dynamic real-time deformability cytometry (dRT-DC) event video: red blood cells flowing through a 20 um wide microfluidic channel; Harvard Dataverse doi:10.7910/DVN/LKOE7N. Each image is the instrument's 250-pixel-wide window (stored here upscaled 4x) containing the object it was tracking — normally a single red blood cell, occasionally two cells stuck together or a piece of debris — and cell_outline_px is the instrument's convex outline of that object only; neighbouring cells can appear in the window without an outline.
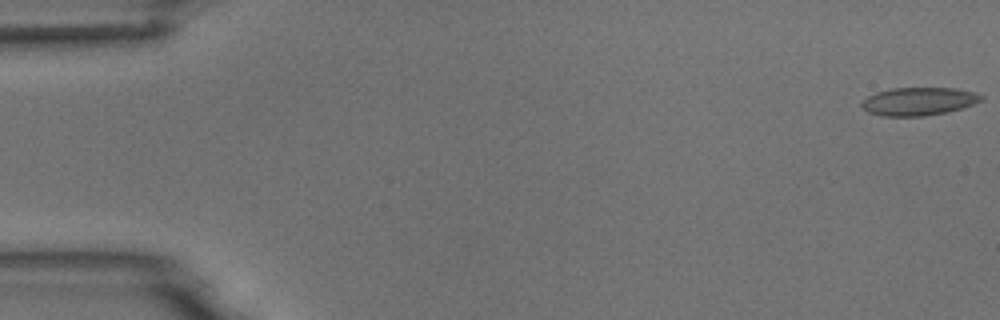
{"species": "common noctule bat (a hibernating species)", "species_latin": "Nyctalus noctula", "temperature_condition": "room temperature", "stored_images_in_passage": 6, "camera_frame_rate_fps": 3000, "um_per_image_px": 0.085, "animal": {"sex": "male", "body_mass_g": 18.8}, "frame": {"image": 1, "passage_image": 1, "time_ms": 0.0, "image_size_px": [1000, 320], "cell_outline_px": [[984, 96], [980, 100], [972, 104], [948, 112], [924, 116], [880, 116], [868, 112], [860, 104], [868, 96], [876, 92], [892, 88], [956, 88], [976, 92]], "centroid_in_image_um": [78.08, 8.61], "position_along_channel_um": 6.9, "area_um2": 19.48}}
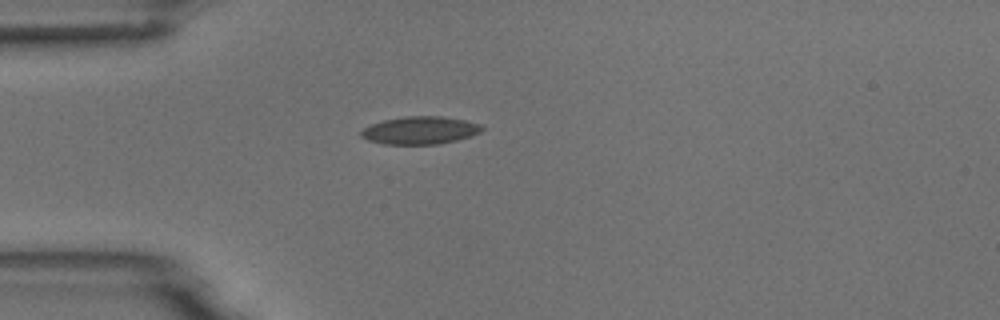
{"frame": {"image": 2, "passage_image": 5, "time_ms": 4.667, "image_size_px": [1000, 320], "cell_outline_px": [[484, 128], [480, 132], [472, 136], [440, 144], [384, 144], [368, 140], [360, 136], [360, 132], [364, 128], [372, 124], [384, 120], [404, 116], [440, 116], [464, 120], [480, 124]], "centroid_in_image_um": [35.71, 11.08], "position_along_channel_um": 49.3, "area_um2": 19.48}}